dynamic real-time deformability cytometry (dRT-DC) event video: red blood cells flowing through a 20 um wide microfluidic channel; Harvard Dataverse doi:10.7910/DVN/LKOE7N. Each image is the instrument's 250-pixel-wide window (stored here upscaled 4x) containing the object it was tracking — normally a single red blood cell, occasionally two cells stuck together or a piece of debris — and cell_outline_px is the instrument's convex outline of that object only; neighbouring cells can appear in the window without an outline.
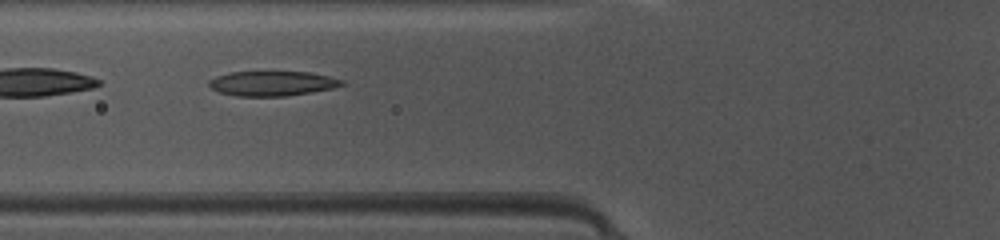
{"species": "common noctule bat (a hibernating species)", "species_latin": "Nyctalus noctula", "temperature_condition": "warm", "stored_images_in_passage": 46, "camera_frame_rate_fps": 3000, "um_per_image_px": 0.085, "animal": {"sex": "female", "body_mass_g": 10.0, "forearm_length_mm": 53.1}, "frame": {"image": 1, "passage_image": 17, "time_ms": 5.333, "image_size_px": [1000, 240], "cell_outline_px": [[344, 84], [332, 88], [312, 92], [284, 96], [236, 96], [220, 92], [212, 88], [208, 84], [208, 80], [216, 76], [228, 72], [272, 68], [308, 72], [328, 76], [344, 80]], "centroid_in_image_um": [23.1, 7.03], "position_along_channel_um": 102.7, "area_um2": 20.23}}
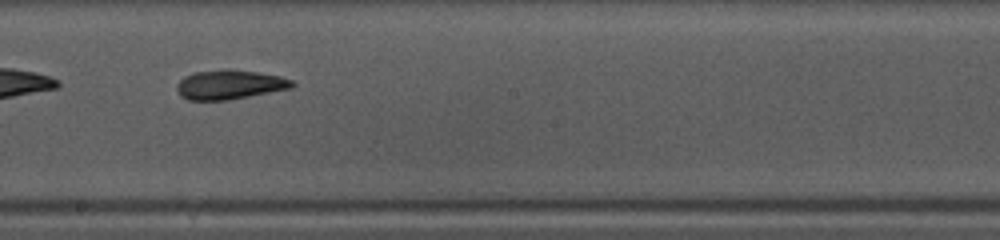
{"frame": {"image": 2, "passage_image": 26, "time_ms": 8.333, "image_size_px": [1000, 240], "cell_outline_px": [[296, 84], [292, 88], [248, 96], [224, 100], [188, 100], [180, 96], [176, 88], [176, 84], [184, 76], [192, 72], [228, 68], [256, 72], [280, 76], [292, 80]], "centroid_in_image_um": [19.48, 7.18], "position_along_channel_um": 228.7, "area_um2": 19.83}}
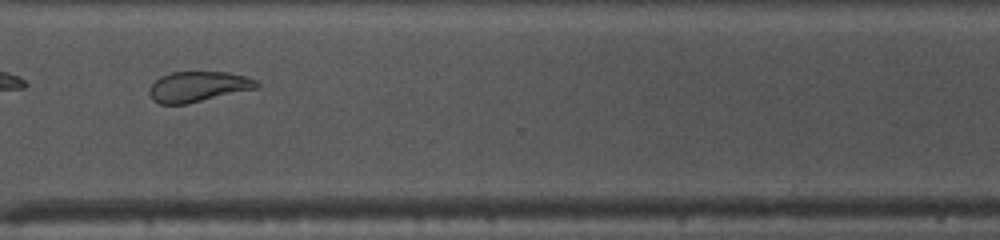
{"frame": {"image": 3, "passage_image": 35, "time_ms": 11.333, "image_size_px": [1000, 240], "cell_outline_px": [[260, 88], [184, 104], [160, 104], [152, 100], [148, 92], [152, 84], [160, 76], [172, 72], [228, 72], [248, 76], [256, 80], [260, 84]], "centroid_in_image_um": [16.87, 7.36], "position_along_channel_um": 353.7, "area_um2": 19.13}, "authors_computed_cell_mechanics": {"area_um2": 20.8947, "velocity_mm_per_s": 4.19, "shape_relaxation_time_tau1_ms": 4.0796, "shape_relaxation_time_tau2_ms": 2.6839, "deformation_change_tau1": 0.1335, "deformation_change_tau2": 0.0989}}